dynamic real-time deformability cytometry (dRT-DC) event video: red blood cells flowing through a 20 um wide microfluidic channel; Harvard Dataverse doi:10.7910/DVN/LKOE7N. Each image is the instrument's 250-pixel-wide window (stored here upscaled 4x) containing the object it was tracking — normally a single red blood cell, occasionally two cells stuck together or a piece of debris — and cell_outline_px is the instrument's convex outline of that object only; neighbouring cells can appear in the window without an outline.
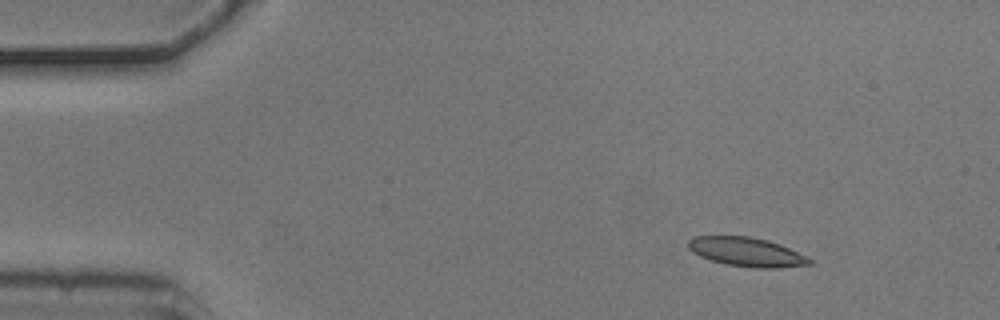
{"species": "common noctule bat (a hibernating species)", "species_latin": "Nyctalus noctula", "temperature_condition": "cold", "stored_images_in_passage": 5, "camera_frame_rate_fps": 3000, "um_per_image_px": 0.085, "animal": {"sex": "male", "body_mass_g": 20.5, "forearm_length_mm": 52.5}, "frame": {"image": 1, "passage_image": 2, "time_ms": 0.333, "image_size_px": [1000, 320], "cell_outline_px": [[812, 264], [776, 268], [756, 268], [728, 264], [712, 260], [700, 256], [692, 252], [688, 248], [688, 240], [692, 236], [748, 236], [768, 240], [780, 244], [808, 256], [812, 260]], "centroid_in_image_um": [63.47, 21.4], "position_along_channel_um": 21.5, "area_um2": 20.52}}
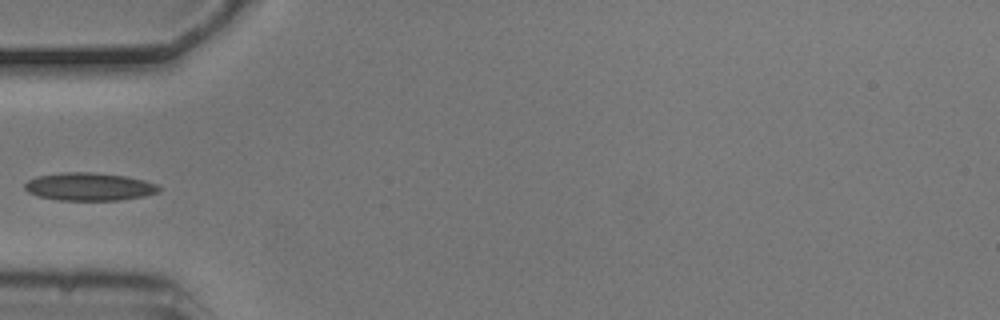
{"frame": {"image": 2, "passage_image": 5, "time_ms": 1.333, "image_size_px": [1000, 320], "cell_outline_px": [[160, 192], [144, 196], [120, 200], [60, 200], [40, 196], [28, 192], [24, 188], [24, 184], [28, 180], [36, 176], [60, 172], [92, 172], [128, 176], [144, 180], [156, 184], [160, 188]], "centroid_in_image_um": [7.59, 15.86], "position_along_channel_um": 77.4, "area_um2": 21.91}}